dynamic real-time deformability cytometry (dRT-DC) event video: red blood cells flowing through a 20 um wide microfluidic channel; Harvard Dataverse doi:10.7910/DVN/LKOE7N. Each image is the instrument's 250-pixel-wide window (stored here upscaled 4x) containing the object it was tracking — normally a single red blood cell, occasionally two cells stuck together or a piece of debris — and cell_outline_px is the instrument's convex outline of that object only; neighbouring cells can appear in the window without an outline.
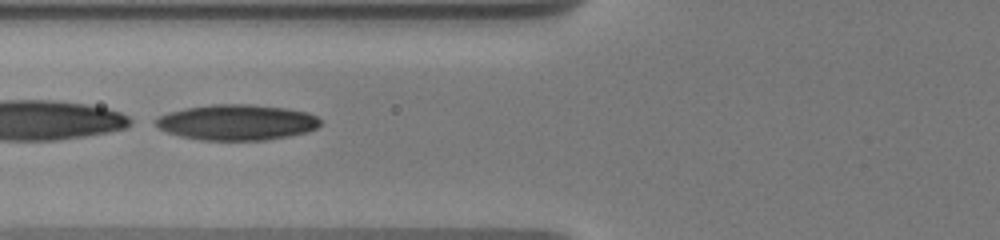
{"species": "human", "species_latin": "Homo sapiens", "temperature_condition": "warm", "stored_images_in_passage": 8, "segment_of_instrument_passage": [2, 2], "camera_frame_rate_fps": 3000, "um_per_image_px": 0.085, "donor": {"sex": "male"}, "frame": {"image": 1, "passage_image": 7, "time_ms": 4.667, "image_size_px": [1000, 240], "cell_outline_px": [[320, 124], [316, 128], [308, 132], [288, 136], [264, 140], [200, 140], [180, 136], [168, 132], [160, 128], [152, 120], [168, 112], [184, 108], [212, 104], [252, 104], [284, 108], [308, 112], [316, 116], [320, 120]], "centroid_in_image_um": [20.12, 10.39], "position_along_channel_um": 105.7, "area_um2": 34.22}}